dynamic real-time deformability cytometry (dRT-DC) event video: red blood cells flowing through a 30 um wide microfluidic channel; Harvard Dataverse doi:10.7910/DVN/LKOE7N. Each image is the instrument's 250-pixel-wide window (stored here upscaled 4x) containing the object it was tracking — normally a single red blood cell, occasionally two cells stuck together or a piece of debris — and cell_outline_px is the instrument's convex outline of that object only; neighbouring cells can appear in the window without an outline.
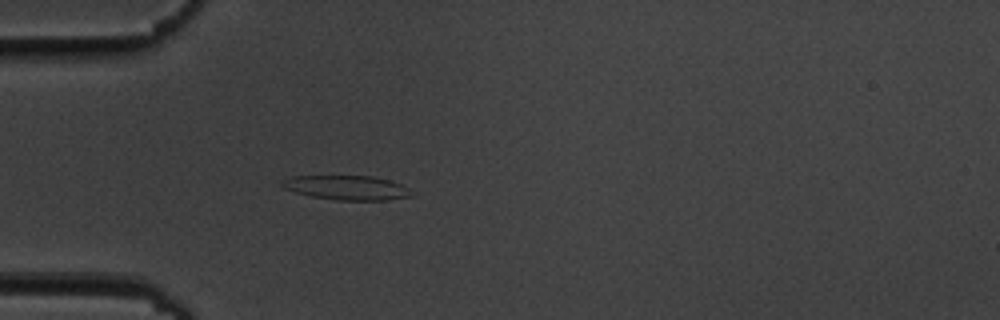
{"species": "common noctule bat (a hibernating species)", "species_latin": "Nyctalus noctula", "temperature_condition": "cold", "stored_images_in_passage": 46, "camera_frame_rate_fps": 3000, "um_per_image_px": 0.085, "animal": {"sex": "male", "body_mass_g": 19.5, "forearm_length_mm": 54.6}, "frame": {"image": 1, "passage_image": 8, "time_ms": 2.333, "image_size_px": [1000, 320], "cell_outline_px": [[412, 192], [408, 196], [388, 200], [336, 200], [312, 196], [296, 192], [284, 188], [280, 184], [280, 180], [292, 176], [372, 176], [388, 180], [400, 184], [408, 188]], "centroid_in_image_um": [29.43, 15.94], "position_along_channel_um": 55.6, "area_um2": 18.21}}
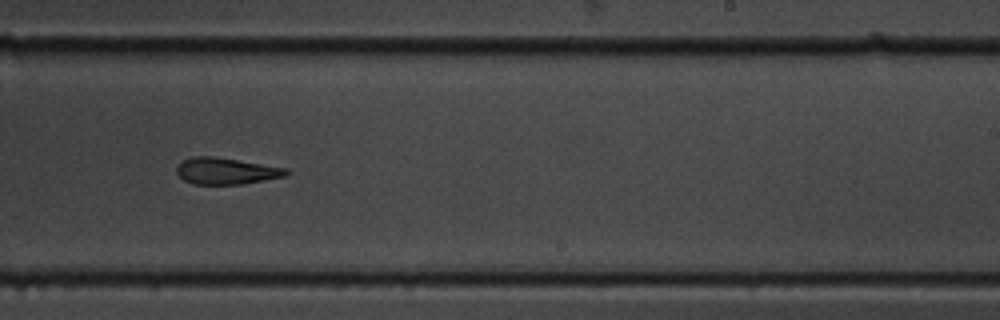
{"frame": {"image": 2, "passage_image": 26, "time_ms": 8.333, "image_size_px": [1000, 320], "cell_outline_px": [[292, 172], [288, 176], [244, 184], [192, 184], [184, 180], [176, 172], [176, 164], [192, 156], [212, 156], [288, 168]], "centroid_in_image_um": [19.25, 14.54], "position_along_channel_um": 269.7, "area_um2": 17.17}}
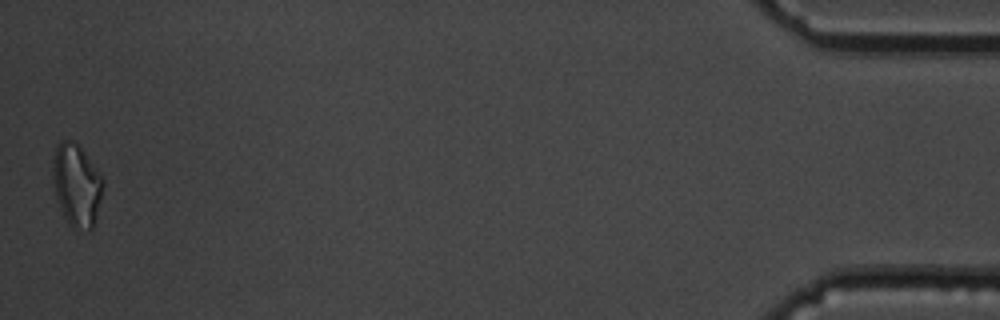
{"frame": {"image": 3, "passage_image": 46, "time_ms": 15.0, "image_size_px": [1000, 320], "cell_outline_px": [[104, 184], [92, 232], [76, 232], [68, 224], [64, 216], [56, 196], [52, 176], [52, 164], [56, 144], [60, 140], [72, 140], [84, 152], [100, 172], [104, 180]], "centroid_in_image_um": [6.51, 15.78], "position_along_channel_um": 428.7, "area_um2": 24.51}, "authors_computed_cell_mechanics": {"area_um2": 18.0914, "velocity_mm_per_s": 3.6928, "shape_relaxation_time_tau1_ms": 6.7875, "shape_relaxation_time_tau2_ms": 7.7646, "deformation_change_tau1": 0.1724, "deformation_change_tau2": 0.2011}}